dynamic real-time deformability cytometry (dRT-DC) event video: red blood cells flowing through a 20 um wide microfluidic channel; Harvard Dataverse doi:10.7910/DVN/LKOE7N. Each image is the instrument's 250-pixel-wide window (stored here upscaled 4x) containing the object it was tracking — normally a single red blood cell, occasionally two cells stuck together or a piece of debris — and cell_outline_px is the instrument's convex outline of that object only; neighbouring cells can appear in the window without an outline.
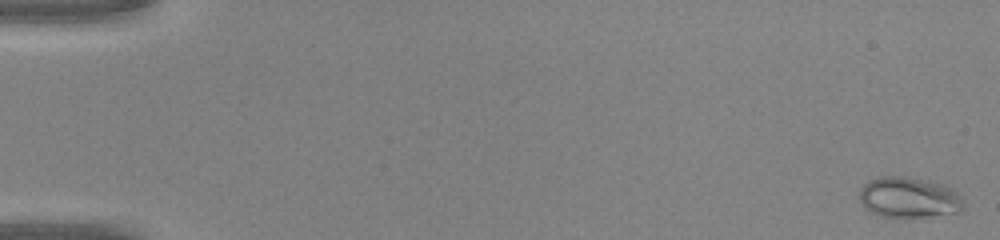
{"species": "common noctule bat (a hibernating species)", "species_latin": "Nyctalus noctula", "temperature_condition": "warm", "stored_images_in_passage": 47, "camera_frame_rate_fps": 3000, "um_per_image_px": 0.085, "animal": {"sex": "male", "body_mass_g": 20.0, "forearm_length_mm": 53.3}, "frame": {"image": 1, "passage_image": 1, "time_ms": 0.0, "image_size_px": [1000, 240], "cell_outline_px": [[964, 208], [960, 212], [924, 216], [880, 216], [868, 212], [864, 208], [860, 200], [860, 188], [864, 184], [880, 176], [904, 176], [944, 184], [956, 188], [964, 204]], "centroid_in_image_um": [77.27, 16.77], "position_along_channel_um": 7.7, "area_um2": 24.74}}
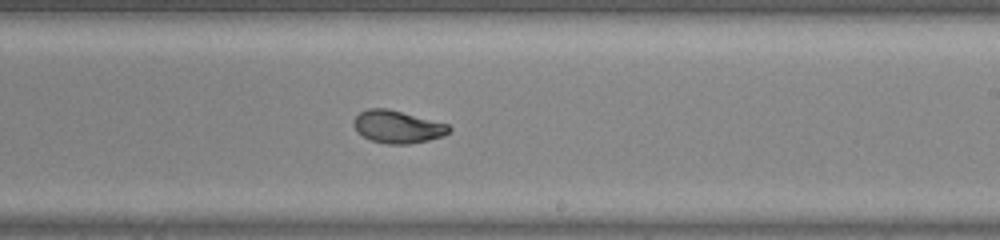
{"frame": {"image": 2, "passage_image": 29, "time_ms": 9.333, "image_size_px": [1000, 240], "cell_outline_px": [[452, 128], [444, 136], [428, 140], [408, 144], [388, 144], [372, 140], [356, 132], [352, 124], [352, 120], [360, 112], [368, 108], [388, 108], [448, 124]], "centroid_in_image_um": [33.76, 10.77], "position_along_channel_um": 255.2, "area_um2": 18.15}}
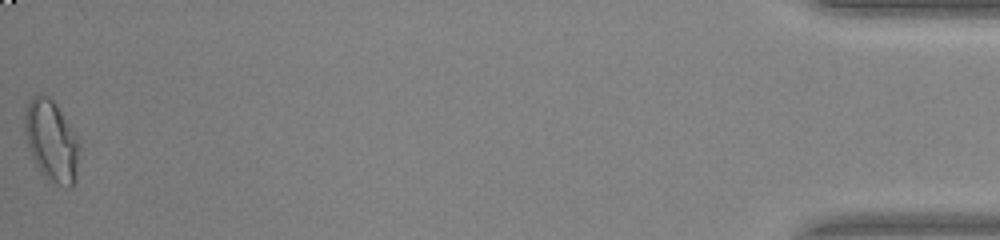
{"frame": {"image": 3, "passage_image": 47, "time_ms": 15.333, "image_size_px": [1000, 240], "cell_outline_px": [[80, 144], [76, 176], [72, 188], [68, 188], [56, 184], [48, 180], [40, 172], [32, 156], [24, 132], [24, 108], [32, 96], [40, 92], [48, 96], [56, 104], [76, 136]], "centroid_in_image_um": [4.36, 11.96], "position_along_channel_um": 430.8, "area_um2": 26.01}}